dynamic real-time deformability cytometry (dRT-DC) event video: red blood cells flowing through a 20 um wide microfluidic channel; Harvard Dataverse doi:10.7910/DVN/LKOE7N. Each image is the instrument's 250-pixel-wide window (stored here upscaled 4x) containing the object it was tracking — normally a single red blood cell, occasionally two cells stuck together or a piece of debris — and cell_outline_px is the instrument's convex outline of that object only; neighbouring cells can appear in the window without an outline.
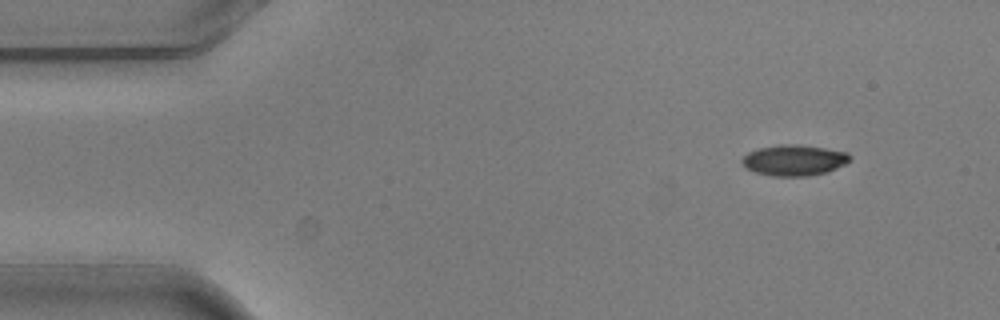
{"species": "common noctule bat (a hibernating species)", "species_latin": "Nyctalus noctula", "temperature_condition": "warm", "stored_images_in_passage": 3, "camera_frame_rate_fps": 3000, "um_per_image_px": 0.085, "animal": {"sex": "male", "body_mass_g": 20.5, "forearm_length_mm": 52.5}, "frame": {"image": 1, "passage_image": 1, "time_ms": 0.0, "image_size_px": [1000, 320], "cell_outline_px": [[852, 156], [844, 164], [836, 168], [824, 172], [808, 176], [772, 176], [756, 172], [744, 168], [740, 164], [740, 160], [748, 152], [760, 148], [780, 144], [800, 144], [848, 152]], "centroid_in_image_um": [67.45, 13.61], "position_along_channel_um": 17.5, "area_um2": 19.42}}
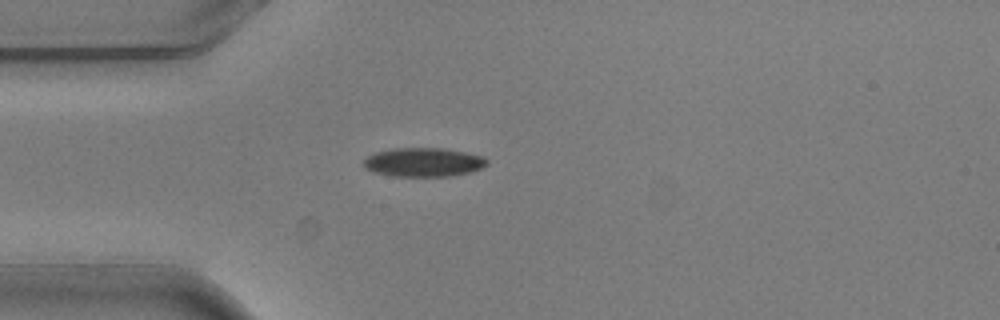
{"frame": {"image": 2, "passage_image": 3, "time_ms": 0.667, "image_size_px": [1000, 320], "cell_outline_px": [[488, 164], [472, 172], [448, 176], [392, 176], [372, 172], [364, 168], [364, 160], [368, 156], [376, 152], [396, 148], [444, 148], [484, 156], [488, 160]], "centroid_in_image_um": [36.0, 13.79], "position_along_channel_um": 49.0, "area_um2": 20.81}}